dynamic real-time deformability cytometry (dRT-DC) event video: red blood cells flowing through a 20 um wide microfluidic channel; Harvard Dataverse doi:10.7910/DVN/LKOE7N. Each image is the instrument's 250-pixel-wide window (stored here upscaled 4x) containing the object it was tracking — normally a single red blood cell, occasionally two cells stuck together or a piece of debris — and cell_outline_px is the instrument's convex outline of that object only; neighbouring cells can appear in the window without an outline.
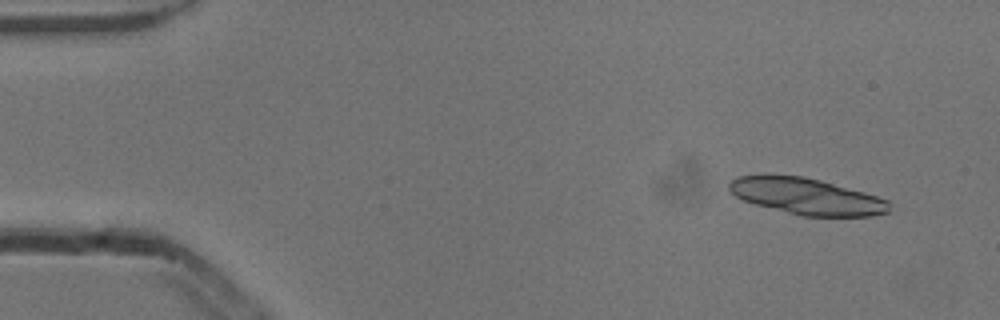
{"species": "common noctule bat (a hibernating species)", "species_latin": "Nyctalus noctula", "temperature_condition": "cold", "stored_images_in_passage": 46, "camera_frame_rate_fps": 3000, "um_per_image_px": 0.085, "animal": {"sex": "male", "body_mass_g": 13.3}, "frame": {"image": 1, "passage_image": 1, "time_ms": 0.0, "image_size_px": [1000, 320], "cell_outline_px": [[888, 212], [872, 216], [804, 216], [756, 204], [744, 200], [736, 196], [728, 188], [728, 184], [736, 176], [804, 176], [820, 180], [864, 192], [888, 200]], "centroid_in_image_um": [68.58, 16.69], "position_along_channel_um": 16.4, "area_um2": 33.18}}
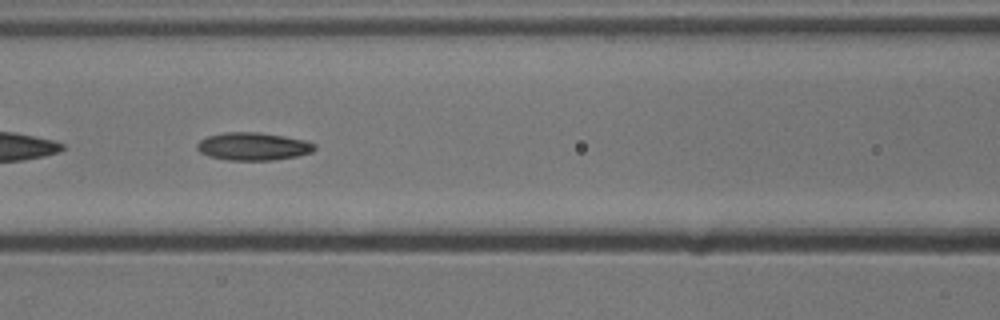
{"frame": {"image": 2, "passage_image": 20, "time_ms": 6.333, "image_size_px": [1000, 320], "cell_outline_px": [[316, 148], [312, 152], [296, 156], [272, 160], [228, 160], [208, 156], [200, 152], [196, 148], [196, 144], [200, 140], [208, 136], [224, 132], [256, 132], [284, 136], [304, 140], [316, 144]], "centroid_in_image_um": [21.5, 12.44], "position_along_channel_um": 145.1, "area_um2": 19.02}}
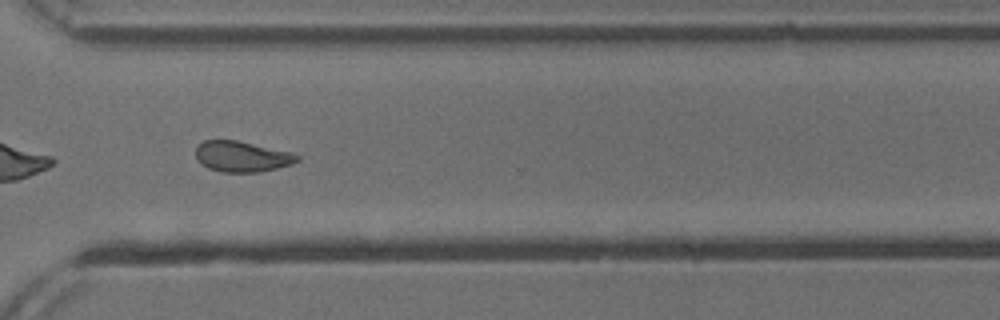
{"frame": {"image": 3, "passage_image": 36, "time_ms": 11.667, "image_size_px": [1000, 320], "cell_outline_px": [[300, 160], [292, 164], [260, 172], [220, 172], [208, 168], [200, 164], [196, 160], [196, 148], [204, 140], [236, 140], [292, 152], [300, 156]], "centroid_in_image_um": [20.56, 13.31], "position_along_channel_um": 350.0, "area_um2": 18.26}, "authors_computed_cell_mechanics": {"area_um2": 19.1607, "velocity_mm_per_s": 3.8509, "shape_relaxation_time_tau1_ms": null, "shape_relaxation_time_tau2_ms": 6.2852, "deformation_change_tau1": null, "deformation_change_tau2": 0.1398}}